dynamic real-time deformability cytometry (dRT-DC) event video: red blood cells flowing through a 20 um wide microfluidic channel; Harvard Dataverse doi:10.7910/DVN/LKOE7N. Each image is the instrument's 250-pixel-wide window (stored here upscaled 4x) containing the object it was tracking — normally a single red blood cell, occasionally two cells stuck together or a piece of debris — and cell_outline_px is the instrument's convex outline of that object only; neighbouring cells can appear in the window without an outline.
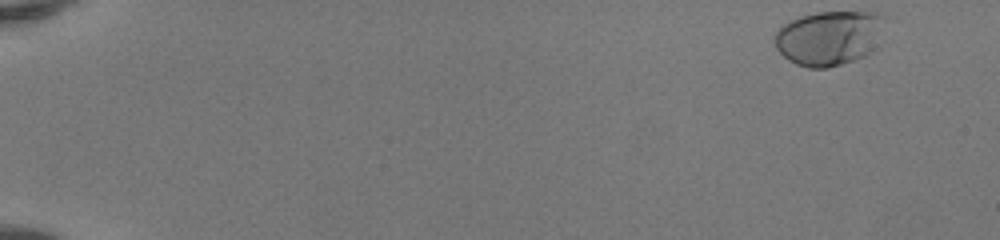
{"species": "human", "species_latin": "Homo sapiens", "temperature_condition": "room temperature", "stored_images_in_passage": 49, "camera_frame_rate_fps": 3000, "um_per_image_px": 0.085, "donor": {"sex": "female"}, "frame": {"image": 1, "passage_image": 1, "time_ms": 0.0, "image_size_px": [1000, 240], "cell_outline_px": [[888, 16], [880, 48], [864, 56], [828, 68], [808, 68], [796, 64], [788, 60], [776, 48], [772, 40], [776, 32], [788, 20], [800, 16], [816, 12], [884, 12]], "centroid_in_image_um": [70.57, 3.2], "position_along_channel_um": 14.4, "area_um2": 36.3}}
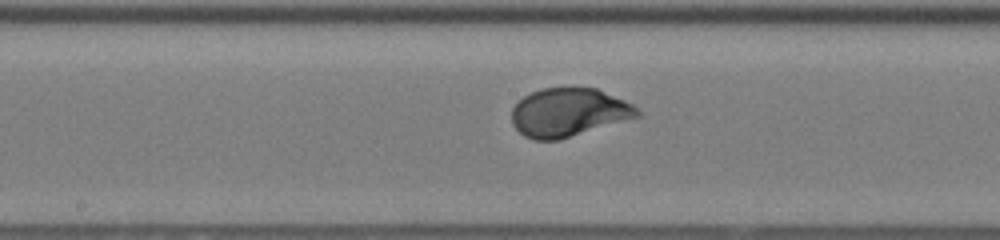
{"frame": {"image": 2, "passage_image": 27, "time_ms": 8.667, "image_size_px": [1000, 240], "cell_outline_px": [[640, 116], [560, 140], [532, 140], [524, 136], [512, 124], [512, 108], [524, 96], [540, 88], [596, 88], [624, 100], [640, 108]], "centroid_in_image_um": [48.33, 9.56], "position_along_channel_um": 199.9, "area_um2": 35.43}}
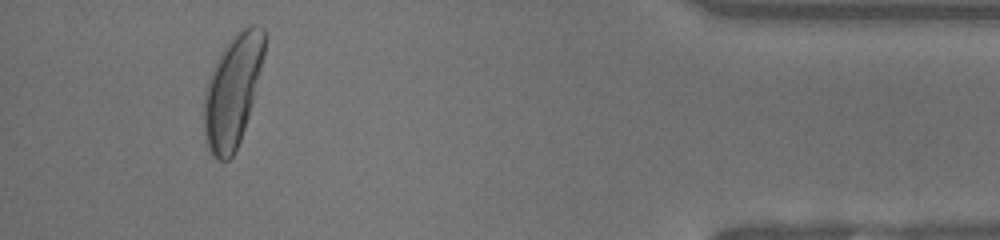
{"frame": {"image": 3, "passage_image": 46, "time_ms": 15.0, "image_size_px": [1000, 240], "cell_outline_px": [[264, 56], [252, 104], [240, 140], [232, 156], [228, 160], [216, 160], [208, 148], [204, 132], [204, 96], [208, 80], [212, 68], [224, 44], [232, 36], [244, 28], [252, 24], [256, 24], [264, 28]], "centroid_in_image_um": [19.76, 7.69], "position_along_channel_um": 415.4, "area_um2": 39.13}, "authors_computed_cell_mechanics": {"area_um2": 35.4314, "velocity_mm_per_s": 4.1411, "shape_relaxation_time_tau1_ms": 2.4038, "shape_relaxation_time_tau2_ms": null, "deformation_change_tau1": 0.1683, "deformation_change_tau2": null}}